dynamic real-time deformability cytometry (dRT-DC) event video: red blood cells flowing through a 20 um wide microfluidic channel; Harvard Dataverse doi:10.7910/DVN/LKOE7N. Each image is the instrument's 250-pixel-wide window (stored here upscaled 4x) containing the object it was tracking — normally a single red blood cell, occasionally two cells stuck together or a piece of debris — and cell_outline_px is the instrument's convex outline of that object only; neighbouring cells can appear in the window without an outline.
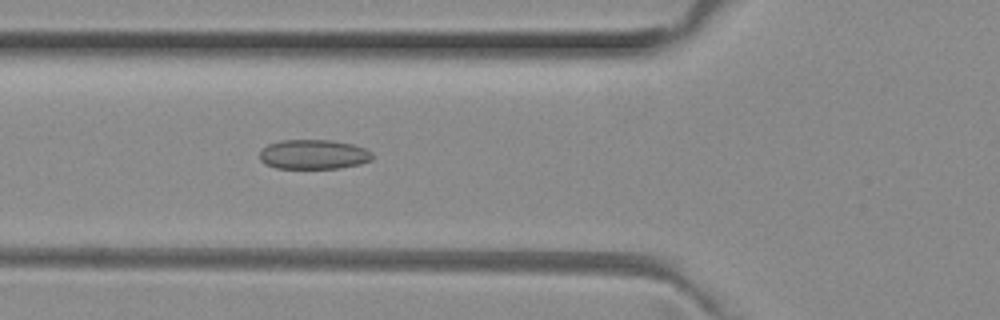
{"species": "common noctule bat (a hibernating species)", "species_latin": "Nyctalus noctula", "temperature_condition": "room temperature", "stored_images_in_passage": 33, "camera_frame_rate_fps": 3000, "um_per_image_px": 0.085, "animal": {"sex": "female", "body_mass_g": 29.2, "forearm_length_mm": 56.3}, "frame": {"image": 1, "passage_image": 6, "time_ms": 1.667, "image_size_px": [1000, 320], "cell_outline_px": [[372, 160], [360, 164], [340, 168], [276, 168], [264, 164], [260, 160], [260, 152], [268, 144], [280, 140], [332, 140], [352, 144], [364, 148], [372, 152]], "centroid_in_image_um": [26.65, 13.12], "position_along_channel_um": 99.2, "area_um2": 19.48}}
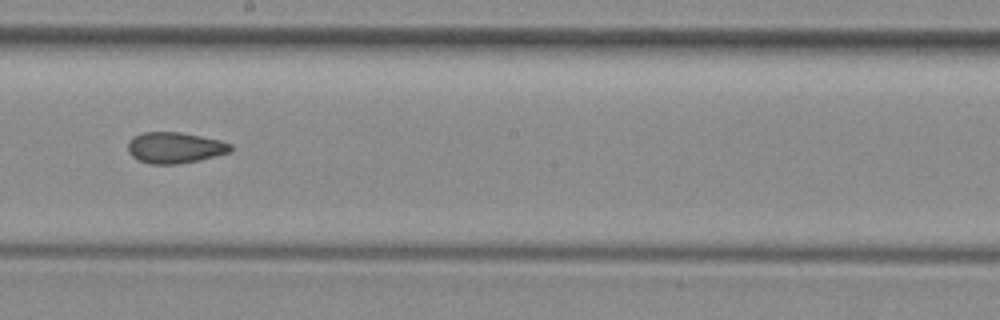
{"frame": {"image": 2, "passage_image": 16, "time_ms": 5.0, "image_size_px": [1000, 320], "cell_outline_px": [[232, 152], [200, 160], [176, 164], [148, 164], [132, 156], [128, 152], [128, 140], [132, 136], [144, 132], [180, 132], [220, 140], [232, 144]], "centroid_in_image_um": [14.86, 12.55], "position_along_channel_um": 233.3, "area_um2": 18.73}}
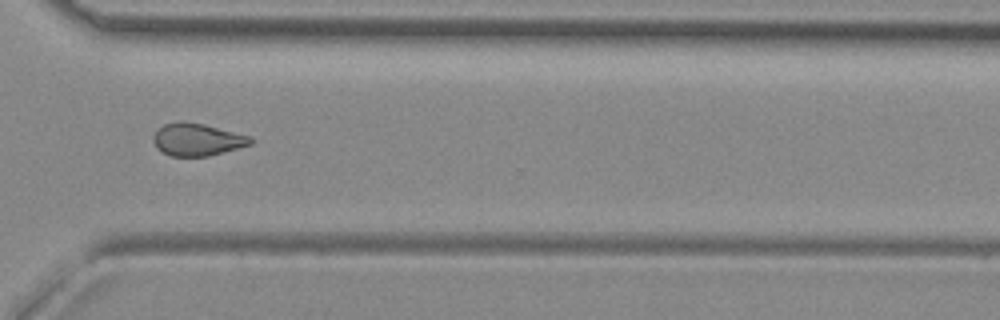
{"frame": {"image": 3, "passage_image": 25, "time_ms": 8.0, "image_size_px": [1000, 320], "cell_outline_px": [[256, 140], [252, 144], [208, 156], [172, 156], [156, 148], [152, 140], [152, 136], [164, 124], [180, 120], [184, 120], [204, 124], [252, 136]], "centroid_in_image_um": [16.78, 11.84], "position_along_channel_um": 353.8, "area_um2": 18.55}}